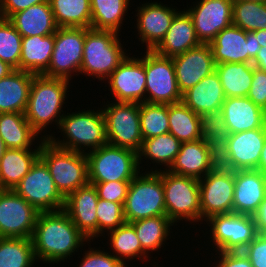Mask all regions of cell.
<instances>
[{"label": "cell", "instance_id": "6da1fadb", "mask_svg": "<svg viewBox=\"0 0 266 267\" xmlns=\"http://www.w3.org/2000/svg\"><path fill=\"white\" fill-rule=\"evenodd\" d=\"M32 242L38 263H46V266L69 263L67 259L71 260L81 248L82 253L86 243H92L63 209L39 213Z\"/></svg>", "mask_w": 266, "mask_h": 267}, {"label": "cell", "instance_id": "7a4b0ae2", "mask_svg": "<svg viewBox=\"0 0 266 267\" xmlns=\"http://www.w3.org/2000/svg\"><path fill=\"white\" fill-rule=\"evenodd\" d=\"M69 82L66 79L49 78L43 75L33 77L24 114L31 127L39 135L43 134L44 140L53 135L49 131V134L45 133L53 124L58 130L61 118L66 112L63 108L68 103L67 97L70 96L68 92L71 91L69 89L72 81Z\"/></svg>", "mask_w": 266, "mask_h": 267}, {"label": "cell", "instance_id": "3957f363", "mask_svg": "<svg viewBox=\"0 0 266 267\" xmlns=\"http://www.w3.org/2000/svg\"><path fill=\"white\" fill-rule=\"evenodd\" d=\"M58 129L63 138L54 134L48 140L63 149L86 154L108 143L105 118L99 107L65 112Z\"/></svg>", "mask_w": 266, "mask_h": 267}, {"label": "cell", "instance_id": "277c9868", "mask_svg": "<svg viewBox=\"0 0 266 267\" xmlns=\"http://www.w3.org/2000/svg\"><path fill=\"white\" fill-rule=\"evenodd\" d=\"M121 34L112 30L85 28V42L80 75L105 80L126 59L129 49H124Z\"/></svg>", "mask_w": 266, "mask_h": 267}, {"label": "cell", "instance_id": "5b68a950", "mask_svg": "<svg viewBox=\"0 0 266 267\" xmlns=\"http://www.w3.org/2000/svg\"><path fill=\"white\" fill-rule=\"evenodd\" d=\"M40 159L48 167L58 191L64 198L89 183L85 153L63 149L48 139H43Z\"/></svg>", "mask_w": 266, "mask_h": 267}, {"label": "cell", "instance_id": "8992f818", "mask_svg": "<svg viewBox=\"0 0 266 267\" xmlns=\"http://www.w3.org/2000/svg\"><path fill=\"white\" fill-rule=\"evenodd\" d=\"M166 216L176 225L183 222L201 225L199 179L162 170ZM198 222V223H197Z\"/></svg>", "mask_w": 266, "mask_h": 267}, {"label": "cell", "instance_id": "52a82bcc", "mask_svg": "<svg viewBox=\"0 0 266 267\" xmlns=\"http://www.w3.org/2000/svg\"><path fill=\"white\" fill-rule=\"evenodd\" d=\"M89 183L132 181L140 172L138 153L128 149L103 145L86 153Z\"/></svg>", "mask_w": 266, "mask_h": 267}, {"label": "cell", "instance_id": "ba28073f", "mask_svg": "<svg viewBox=\"0 0 266 267\" xmlns=\"http://www.w3.org/2000/svg\"><path fill=\"white\" fill-rule=\"evenodd\" d=\"M124 208L126 222L166 215L162 171L140 172L128 188Z\"/></svg>", "mask_w": 266, "mask_h": 267}, {"label": "cell", "instance_id": "9c48e42d", "mask_svg": "<svg viewBox=\"0 0 266 267\" xmlns=\"http://www.w3.org/2000/svg\"><path fill=\"white\" fill-rule=\"evenodd\" d=\"M203 224H206L205 228L209 226L204 235L209 234L208 243L209 246L213 245L215 252L242 251L258 233L253 216L246 214H217L209 217Z\"/></svg>", "mask_w": 266, "mask_h": 267}, {"label": "cell", "instance_id": "30bf717a", "mask_svg": "<svg viewBox=\"0 0 266 267\" xmlns=\"http://www.w3.org/2000/svg\"><path fill=\"white\" fill-rule=\"evenodd\" d=\"M105 99L101 106L110 145L139 152L143 138L141 134L139 103L114 102ZM105 100L107 101L105 104ZM111 102V103H110Z\"/></svg>", "mask_w": 266, "mask_h": 267}, {"label": "cell", "instance_id": "8fae6325", "mask_svg": "<svg viewBox=\"0 0 266 267\" xmlns=\"http://www.w3.org/2000/svg\"><path fill=\"white\" fill-rule=\"evenodd\" d=\"M85 42V28L58 27L47 71L43 76L71 81L80 75ZM75 72V73H74Z\"/></svg>", "mask_w": 266, "mask_h": 267}, {"label": "cell", "instance_id": "7c38bea8", "mask_svg": "<svg viewBox=\"0 0 266 267\" xmlns=\"http://www.w3.org/2000/svg\"><path fill=\"white\" fill-rule=\"evenodd\" d=\"M144 70L147 103L170 105L182 101L172 58L144 50Z\"/></svg>", "mask_w": 266, "mask_h": 267}, {"label": "cell", "instance_id": "4fadbf2b", "mask_svg": "<svg viewBox=\"0 0 266 267\" xmlns=\"http://www.w3.org/2000/svg\"><path fill=\"white\" fill-rule=\"evenodd\" d=\"M13 190L39 212L57 211L64 207L65 198L40 158Z\"/></svg>", "mask_w": 266, "mask_h": 267}, {"label": "cell", "instance_id": "5bb4252c", "mask_svg": "<svg viewBox=\"0 0 266 267\" xmlns=\"http://www.w3.org/2000/svg\"><path fill=\"white\" fill-rule=\"evenodd\" d=\"M201 224L217 214L233 213L234 171L219 164L199 179Z\"/></svg>", "mask_w": 266, "mask_h": 267}, {"label": "cell", "instance_id": "9a60e30c", "mask_svg": "<svg viewBox=\"0 0 266 267\" xmlns=\"http://www.w3.org/2000/svg\"><path fill=\"white\" fill-rule=\"evenodd\" d=\"M130 56V57H129ZM131 56L126 59L105 80L114 102H146V75L144 55ZM140 57V58H139Z\"/></svg>", "mask_w": 266, "mask_h": 267}, {"label": "cell", "instance_id": "2e32d148", "mask_svg": "<svg viewBox=\"0 0 266 267\" xmlns=\"http://www.w3.org/2000/svg\"><path fill=\"white\" fill-rule=\"evenodd\" d=\"M266 141V128L229 134L227 145L218 154V164L235 170L258 169Z\"/></svg>", "mask_w": 266, "mask_h": 267}, {"label": "cell", "instance_id": "e0dca14e", "mask_svg": "<svg viewBox=\"0 0 266 267\" xmlns=\"http://www.w3.org/2000/svg\"><path fill=\"white\" fill-rule=\"evenodd\" d=\"M39 211L12 189H0V237L32 238Z\"/></svg>", "mask_w": 266, "mask_h": 267}, {"label": "cell", "instance_id": "ac0fdd59", "mask_svg": "<svg viewBox=\"0 0 266 267\" xmlns=\"http://www.w3.org/2000/svg\"><path fill=\"white\" fill-rule=\"evenodd\" d=\"M214 61L222 63L252 64L261 49L256 35L231 25L220 31L209 43Z\"/></svg>", "mask_w": 266, "mask_h": 267}, {"label": "cell", "instance_id": "d6986e66", "mask_svg": "<svg viewBox=\"0 0 266 267\" xmlns=\"http://www.w3.org/2000/svg\"><path fill=\"white\" fill-rule=\"evenodd\" d=\"M136 10L137 38L140 44L146 45V51H153L163 40L169 30L174 16L179 12V8H174L171 4H163L161 1H146L139 3ZM169 6V7H168Z\"/></svg>", "mask_w": 266, "mask_h": 267}, {"label": "cell", "instance_id": "ffe728a7", "mask_svg": "<svg viewBox=\"0 0 266 267\" xmlns=\"http://www.w3.org/2000/svg\"><path fill=\"white\" fill-rule=\"evenodd\" d=\"M192 4L184 9L202 44H209L220 31L232 25L233 0H196Z\"/></svg>", "mask_w": 266, "mask_h": 267}, {"label": "cell", "instance_id": "44dd1931", "mask_svg": "<svg viewBox=\"0 0 266 267\" xmlns=\"http://www.w3.org/2000/svg\"><path fill=\"white\" fill-rule=\"evenodd\" d=\"M179 91L183 94L204 77L215 71L212 50L209 44H201L183 54L172 57Z\"/></svg>", "mask_w": 266, "mask_h": 267}, {"label": "cell", "instance_id": "7402d4cb", "mask_svg": "<svg viewBox=\"0 0 266 267\" xmlns=\"http://www.w3.org/2000/svg\"><path fill=\"white\" fill-rule=\"evenodd\" d=\"M218 165V154L203 138L181 144L169 172L196 179L203 178Z\"/></svg>", "mask_w": 266, "mask_h": 267}, {"label": "cell", "instance_id": "603a6c76", "mask_svg": "<svg viewBox=\"0 0 266 267\" xmlns=\"http://www.w3.org/2000/svg\"><path fill=\"white\" fill-rule=\"evenodd\" d=\"M98 193L96 187L88 183L65 198L63 210L76 227L89 239H97Z\"/></svg>", "mask_w": 266, "mask_h": 267}, {"label": "cell", "instance_id": "cb8c5ba5", "mask_svg": "<svg viewBox=\"0 0 266 267\" xmlns=\"http://www.w3.org/2000/svg\"><path fill=\"white\" fill-rule=\"evenodd\" d=\"M266 196V176L257 169L234 171L233 213L253 215Z\"/></svg>", "mask_w": 266, "mask_h": 267}, {"label": "cell", "instance_id": "d4e9b609", "mask_svg": "<svg viewBox=\"0 0 266 267\" xmlns=\"http://www.w3.org/2000/svg\"><path fill=\"white\" fill-rule=\"evenodd\" d=\"M221 109L230 134L266 128L264 109L247 96L226 98Z\"/></svg>", "mask_w": 266, "mask_h": 267}, {"label": "cell", "instance_id": "484cf974", "mask_svg": "<svg viewBox=\"0 0 266 267\" xmlns=\"http://www.w3.org/2000/svg\"><path fill=\"white\" fill-rule=\"evenodd\" d=\"M181 10L174 16L161 43L153 50L160 56L172 58L202 44L197 38L192 18L185 9Z\"/></svg>", "mask_w": 266, "mask_h": 267}, {"label": "cell", "instance_id": "4316f807", "mask_svg": "<svg viewBox=\"0 0 266 267\" xmlns=\"http://www.w3.org/2000/svg\"><path fill=\"white\" fill-rule=\"evenodd\" d=\"M181 144L182 143L170 132L148 139H143L141 149L138 152L139 168L142 169L141 171L144 170L145 172H158L162 171V169L168 170L174 162L176 155L180 151ZM143 163L146 164L143 165ZM151 164H153L152 166L154 168L150 166ZM142 165H146L151 169L147 167H144L143 169ZM145 168L147 169L145 170Z\"/></svg>", "mask_w": 266, "mask_h": 267}, {"label": "cell", "instance_id": "83f0119b", "mask_svg": "<svg viewBox=\"0 0 266 267\" xmlns=\"http://www.w3.org/2000/svg\"><path fill=\"white\" fill-rule=\"evenodd\" d=\"M225 99L216 71L182 94V102L198 115L222 108Z\"/></svg>", "mask_w": 266, "mask_h": 267}, {"label": "cell", "instance_id": "f1b7e54d", "mask_svg": "<svg viewBox=\"0 0 266 267\" xmlns=\"http://www.w3.org/2000/svg\"><path fill=\"white\" fill-rule=\"evenodd\" d=\"M0 136L7 148L15 149L41 148L43 141L42 136L31 127L24 113H0Z\"/></svg>", "mask_w": 266, "mask_h": 267}, {"label": "cell", "instance_id": "f546056e", "mask_svg": "<svg viewBox=\"0 0 266 267\" xmlns=\"http://www.w3.org/2000/svg\"><path fill=\"white\" fill-rule=\"evenodd\" d=\"M8 20L22 37L48 36L58 28L49 1L19 11Z\"/></svg>", "mask_w": 266, "mask_h": 267}, {"label": "cell", "instance_id": "4dcf8cb0", "mask_svg": "<svg viewBox=\"0 0 266 267\" xmlns=\"http://www.w3.org/2000/svg\"><path fill=\"white\" fill-rule=\"evenodd\" d=\"M34 76L27 71L15 69L0 79V113H25Z\"/></svg>", "mask_w": 266, "mask_h": 267}, {"label": "cell", "instance_id": "1f68e13d", "mask_svg": "<svg viewBox=\"0 0 266 267\" xmlns=\"http://www.w3.org/2000/svg\"><path fill=\"white\" fill-rule=\"evenodd\" d=\"M40 149L7 148L0 159V189L13 190L40 158Z\"/></svg>", "mask_w": 266, "mask_h": 267}, {"label": "cell", "instance_id": "d6a6232c", "mask_svg": "<svg viewBox=\"0 0 266 267\" xmlns=\"http://www.w3.org/2000/svg\"><path fill=\"white\" fill-rule=\"evenodd\" d=\"M108 236L107 244L109 252L113 254L118 260L123 264H129V261L135 262L136 260L150 263V257L143 249L140 241L136 235V231L133 225L129 222L123 223L121 226L117 227L105 234ZM136 259V260H135ZM149 259V260H148ZM148 261V262H147Z\"/></svg>", "mask_w": 266, "mask_h": 267}, {"label": "cell", "instance_id": "836d02e7", "mask_svg": "<svg viewBox=\"0 0 266 267\" xmlns=\"http://www.w3.org/2000/svg\"><path fill=\"white\" fill-rule=\"evenodd\" d=\"M53 48L54 34L22 37L20 70L43 75L49 67Z\"/></svg>", "mask_w": 266, "mask_h": 267}, {"label": "cell", "instance_id": "e575fe53", "mask_svg": "<svg viewBox=\"0 0 266 267\" xmlns=\"http://www.w3.org/2000/svg\"><path fill=\"white\" fill-rule=\"evenodd\" d=\"M136 235L140 241L142 249L150 256L153 251L158 252L164 249L167 240L171 239L175 224L166 216H156L151 218H143L131 222ZM170 236V238H169ZM151 251V252H150Z\"/></svg>", "mask_w": 266, "mask_h": 267}, {"label": "cell", "instance_id": "d590c367", "mask_svg": "<svg viewBox=\"0 0 266 267\" xmlns=\"http://www.w3.org/2000/svg\"><path fill=\"white\" fill-rule=\"evenodd\" d=\"M130 1L90 0L91 28L95 30H112L121 34V29L127 20L125 17L128 16V10L132 7L130 6Z\"/></svg>", "mask_w": 266, "mask_h": 267}, {"label": "cell", "instance_id": "8d00e7d4", "mask_svg": "<svg viewBox=\"0 0 266 267\" xmlns=\"http://www.w3.org/2000/svg\"><path fill=\"white\" fill-rule=\"evenodd\" d=\"M226 98L246 97L252 84L254 66L245 62L222 63L215 68Z\"/></svg>", "mask_w": 266, "mask_h": 267}, {"label": "cell", "instance_id": "74e56055", "mask_svg": "<svg viewBox=\"0 0 266 267\" xmlns=\"http://www.w3.org/2000/svg\"><path fill=\"white\" fill-rule=\"evenodd\" d=\"M169 132L181 143L202 138L200 115L182 101L168 105Z\"/></svg>", "mask_w": 266, "mask_h": 267}, {"label": "cell", "instance_id": "f35d334b", "mask_svg": "<svg viewBox=\"0 0 266 267\" xmlns=\"http://www.w3.org/2000/svg\"><path fill=\"white\" fill-rule=\"evenodd\" d=\"M57 27L91 28L90 0H49Z\"/></svg>", "mask_w": 266, "mask_h": 267}, {"label": "cell", "instance_id": "ab89813d", "mask_svg": "<svg viewBox=\"0 0 266 267\" xmlns=\"http://www.w3.org/2000/svg\"><path fill=\"white\" fill-rule=\"evenodd\" d=\"M32 238L0 237V267H34Z\"/></svg>", "mask_w": 266, "mask_h": 267}, {"label": "cell", "instance_id": "60d3db41", "mask_svg": "<svg viewBox=\"0 0 266 267\" xmlns=\"http://www.w3.org/2000/svg\"><path fill=\"white\" fill-rule=\"evenodd\" d=\"M232 25L246 32L266 29V2L233 0Z\"/></svg>", "mask_w": 266, "mask_h": 267}, {"label": "cell", "instance_id": "b9f144b4", "mask_svg": "<svg viewBox=\"0 0 266 267\" xmlns=\"http://www.w3.org/2000/svg\"><path fill=\"white\" fill-rule=\"evenodd\" d=\"M139 116L143 139L169 133L168 105L142 102Z\"/></svg>", "mask_w": 266, "mask_h": 267}, {"label": "cell", "instance_id": "7bdbcfd3", "mask_svg": "<svg viewBox=\"0 0 266 267\" xmlns=\"http://www.w3.org/2000/svg\"><path fill=\"white\" fill-rule=\"evenodd\" d=\"M202 138L219 154L227 145L229 131L222 109H216L200 115Z\"/></svg>", "mask_w": 266, "mask_h": 267}, {"label": "cell", "instance_id": "ee69618b", "mask_svg": "<svg viewBox=\"0 0 266 267\" xmlns=\"http://www.w3.org/2000/svg\"><path fill=\"white\" fill-rule=\"evenodd\" d=\"M21 49L22 36L8 19L0 18V60L20 70Z\"/></svg>", "mask_w": 266, "mask_h": 267}, {"label": "cell", "instance_id": "f6af8a7d", "mask_svg": "<svg viewBox=\"0 0 266 267\" xmlns=\"http://www.w3.org/2000/svg\"><path fill=\"white\" fill-rule=\"evenodd\" d=\"M97 214V239H106L105 233L115 230L126 222L123 204L98 198ZM99 237V238H98Z\"/></svg>", "mask_w": 266, "mask_h": 267}, {"label": "cell", "instance_id": "bcb514c9", "mask_svg": "<svg viewBox=\"0 0 266 267\" xmlns=\"http://www.w3.org/2000/svg\"><path fill=\"white\" fill-rule=\"evenodd\" d=\"M87 246L89 247L83 252L77 267H121L123 265L113 254L104 250V247L101 250L100 246L93 248L88 243Z\"/></svg>", "mask_w": 266, "mask_h": 267}, {"label": "cell", "instance_id": "7dc6e473", "mask_svg": "<svg viewBox=\"0 0 266 267\" xmlns=\"http://www.w3.org/2000/svg\"><path fill=\"white\" fill-rule=\"evenodd\" d=\"M130 182L131 181H109L91 184L96 187L99 198L124 205Z\"/></svg>", "mask_w": 266, "mask_h": 267}, {"label": "cell", "instance_id": "c3c4849f", "mask_svg": "<svg viewBox=\"0 0 266 267\" xmlns=\"http://www.w3.org/2000/svg\"><path fill=\"white\" fill-rule=\"evenodd\" d=\"M242 252L253 267H266V233L258 232Z\"/></svg>", "mask_w": 266, "mask_h": 267}, {"label": "cell", "instance_id": "681fc988", "mask_svg": "<svg viewBox=\"0 0 266 267\" xmlns=\"http://www.w3.org/2000/svg\"><path fill=\"white\" fill-rule=\"evenodd\" d=\"M247 97L261 108L266 107V71L254 67L252 84Z\"/></svg>", "mask_w": 266, "mask_h": 267}, {"label": "cell", "instance_id": "f907efd6", "mask_svg": "<svg viewBox=\"0 0 266 267\" xmlns=\"http://www.w3.org/2000/svg\"><path fill=\"white\" fill-rule=\"evenodd\" d=\"M217 255L214 259L213 267H253L250 260L242 251L237 252H220L216 251ZM219 255V256H218ZM215 265V266H214Z\"/></svg>", "mask_w": 266, "mask_h": 267}, {"label": "cell", "instance_id": "816d5d0a", "mask_svg": "<svg viewBox=\"0 0 266 267\" xmlns=\"http://www.w3.org/2000/svg\"><path fill=\"white\" fill-rule=\"evenodd\" d=\"M49 0H0V18L9 19L13 14Z\"/></svg>", "mask_w": 266, "mask_h": 267}, {"label": "cell", "instance_id": "f5cc1de1", "mask_svg": "<svg viewBox=\"0 0 266 267\" xmlns=\"http://www.w3.org/2000/svg\"><path fill=\"white\" fill-rule=\"evenodd\" d=\"M259 233H266V196L257 211L252 215Z\"/></svg>", "mask_w": 266, "mask_h": 267}, {"label": "cell", "instance_id": "db71d44e", "mask_svg": "<svg viewBox=\"0 0 266 267\" xmlns=\"http://www.w3.org/2000/svg\"><path fill=\"white\" fill-rule=\"evenodd\" d=\"M252 65L262 71H266V47H262L253 60Z\"/></svg>", "mask_w": 266, "mask_h": 267}, {"label": "cell", "instance_id": "11a10c76", "mask_svg": "<svg viewBox=\"0 0 266 267\" xmlns=\"http://www.w3.org/2000/svg\"><path fill=\"white\" fill-rule=\"evenodd\" d=\"M257 170L261 171L266 176V141L260 154V161Z\"/></svg>", "mask_w": 266, "mask_h": 267}, {"label": "cell", "instance_id": "9f6ffc18", "mask_svg": "<svg viewBox=\"0 0 266 267\" xmlns=\"http://www.w3.org/2000/svg\"><path fill=\"white\" fill-rule=\"evenodd\" d=\"M14 70L8 63L0 60V79L8 76Z\"/></svg>", "mask_w": 266, "mask_h": 267}, {"label": "cell", "instance_id": "6f0895ef", "mask_svg": "<svg viewBox=\"0 0 266 267\" xmlns=\"http://www.w3.org/2000/svg\"><path fill=\"white\" fill-rule=\"evenodd\" d=\"M256 35L260 47H266V29L253 32Z\"/></svg>", "mask_w": 266, "mask_h": 267}, {"label": "cell", "instance_id": "680465c9", "mask_svg": "<svg viewBox=\"0 0 266 267\" xmlns=\"http://www.w3.org/2000/svg\"><path fill=\"white\" fill-rule=\"evenodd\" d=\"M6 149H7V147L5 146V143L0 136V159L3 156L4 152L6 151Z\"/></svg>", "mask_w": 266, "mask_h": 267}, {"label": "cell", "instance_id": "91938a15", "mask_svg": "<svg viewBox=\"0 0 266 267\" xmlns=\"http://www.w3.org/2000/svg\"><path fill=\"white\" fill-rule=\"evenodd\" d=\"M241 1L266 2V0H241Z\"/></svg>", "mask_w": 266, "mask_h": 267}, {"label": "cell", "instance_id": "94428289", "mask_svg": "<svg viewBox=\"0 0 266 267\" xmlns=\"http://www.w3.org/2000/svg\"><path fill=\"white\" fill-rule=\"evenodd\" d=\"M129 266H132L131 264L128 265V264H123L121 267H129Z\"/></svg>", "mask_w": 266, "mask_h": 267}, {"label": "cell", "instance_id": "6125c7cd", "mask_svg": "<svg viewBox=\"0 0 266 267\" xmlns=\"http://www.w3.org/2000/svg\"><path fill=\"white\" fill-rule=\"evenodd\" d=\"M264 114H265V117H266V107L264 108Z\"/></svg>", "mask_w": 266, "mask_h": 267}]
</instances>
